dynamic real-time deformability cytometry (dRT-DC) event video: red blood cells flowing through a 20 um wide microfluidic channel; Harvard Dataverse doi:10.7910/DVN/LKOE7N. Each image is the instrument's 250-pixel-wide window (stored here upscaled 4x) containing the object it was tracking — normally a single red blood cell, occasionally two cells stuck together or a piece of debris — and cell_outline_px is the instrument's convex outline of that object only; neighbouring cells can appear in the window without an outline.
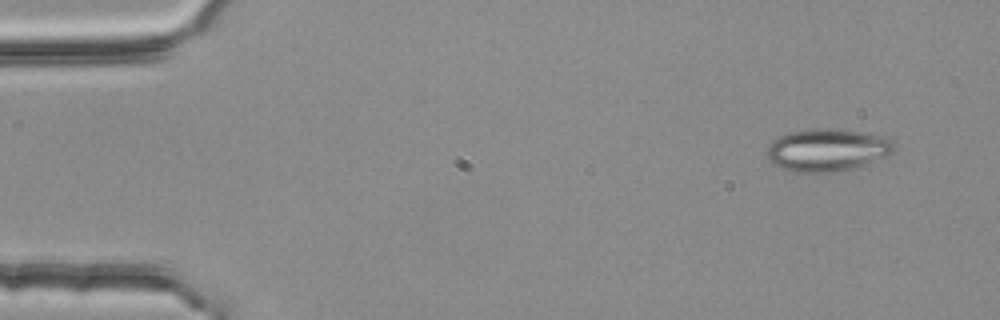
{"species": "common noctule bat (a hibernating species)", "species_latin": "Nyctalus noctula", "temperature_condition": "room temperature", "stored_images_in_passage": 4, "camera_frame_rate_fps": 3000, "um_per_image_px": 0.085, "animal": {"sex": "female", "body_mass_g": 25.1}, "frame": {"image": 1, "passage_image": 1, "time_ms": 0.0, "image_size_px": [1000, 320], "cell_outline_px": [[896, 148], [888, 156], [852, 168], [832, 172], [796, 172], [784, 168], [776, 164], [768, 156], [768, 144], [772, 140], [788, 132], [804, 128], [840, 128], [884, 136], [892, 140]], "centroid_in_image_um": [70.34, 12.71], "position_along_channel_um": 14.7, "area_um2": 31.56}}
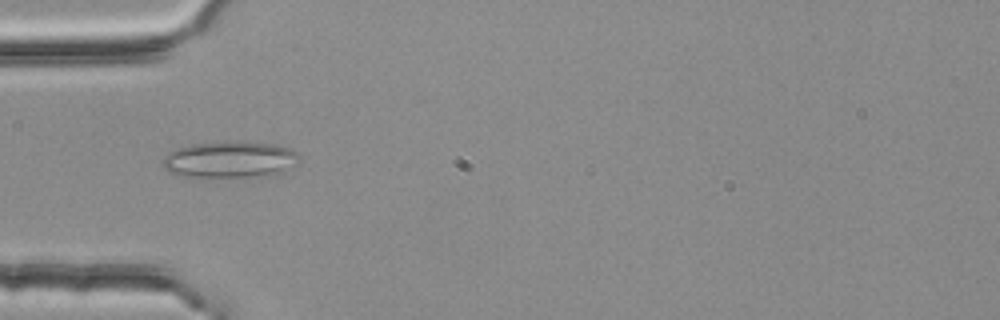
{"frame": {"image": 2, "passage_image": 4, "time_ms": 1.0, "image_size_px": [1000, 320], "cell_outline_px": [[300, 160], [280, 172], [268, 176], [180, 176], [164, 168], [160, 164], [164, 156], [168, 152], [192, 144], [228, 140], [272, 144], [288, 148], [296, 152], [300, 156]], "centroid_in_image_um": [19.51, 13.54], "position_along_channel_um": 65.5, "area_um2": 28.84}}